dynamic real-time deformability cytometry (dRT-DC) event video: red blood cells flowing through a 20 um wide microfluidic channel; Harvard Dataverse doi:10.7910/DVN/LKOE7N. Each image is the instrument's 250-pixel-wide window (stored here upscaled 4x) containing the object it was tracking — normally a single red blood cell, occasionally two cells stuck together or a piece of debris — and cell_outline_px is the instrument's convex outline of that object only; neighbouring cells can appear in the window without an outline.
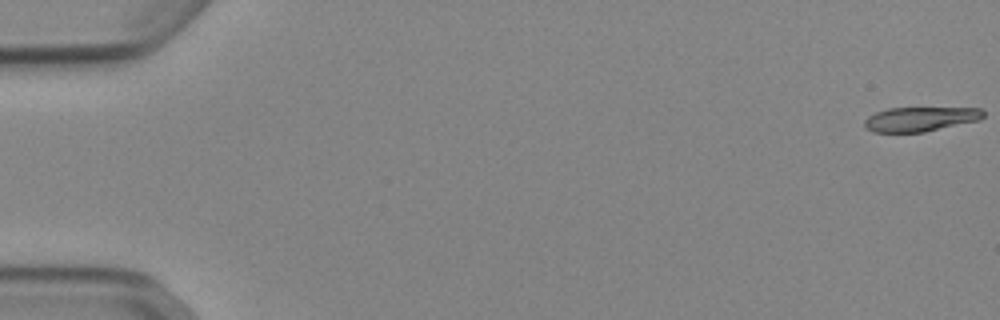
{"species": "Egyptian fruit bat (a non-hibernating species)", "species_latin": "Rousettus aegyptiacus", "temperature_condition": "cold", "stored_images_in_passage": 13, "camera_frame_rate_fps": 3000, "um_per_image_px": 0.085, "animal": {"sex": "female"}, "frame": {"image": 1, "passage_image": 1, "time_ms": 0.0, "image_size_px": [1000, 320], "cell_outline_px": [[984, 116], [980, 120], [924, 132], [872, 132], [864, 128], [864, 120], [868, 116], [876, 112], [888, 108], [980, 108], [984, 112]], "centroid_in_image_um": [78.2, 10.12], "position_along_channel_um": 6.8, "area_um2": 16.99}}